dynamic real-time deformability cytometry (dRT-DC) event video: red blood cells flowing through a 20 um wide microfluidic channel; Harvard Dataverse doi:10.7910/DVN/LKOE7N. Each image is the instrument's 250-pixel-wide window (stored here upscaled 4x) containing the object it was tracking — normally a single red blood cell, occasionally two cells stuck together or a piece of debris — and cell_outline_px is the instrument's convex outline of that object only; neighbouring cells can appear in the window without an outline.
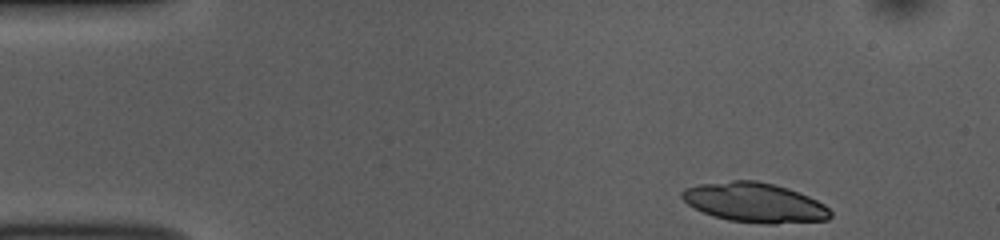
{"species": "common noctule bat (a hibernating species)", "species_latin": "Nyctalus noctula", "temperature_condition": "room temperature", "stored_images_in_passage": 5, "camera_frame_rate_fps": 3000, "um_per_image_px": 0.085, "animal": {"sex": "female", "body_mass_g": 10.0, "forearm_length_mm": 53.1}, "frame": {"image": 1, "passage_image": 1, "time_ms": 0.0, "image_size_px": [1000, 240], "cell_outline_px": [[832, 216], [828, 220], [776, 224], [764, 224], [728, 220], [712, 216], [688, 204], [680, 196], [680, 192], [684, 188], [700, 184], [732, 180], [756, 180], [788, 188], [808, 196], [824, 204], [832, 212]], "centroid_in_image_um": [64.15, 17.22], "position_along_channel_um": 20.8, "area_um2": 34.33}}